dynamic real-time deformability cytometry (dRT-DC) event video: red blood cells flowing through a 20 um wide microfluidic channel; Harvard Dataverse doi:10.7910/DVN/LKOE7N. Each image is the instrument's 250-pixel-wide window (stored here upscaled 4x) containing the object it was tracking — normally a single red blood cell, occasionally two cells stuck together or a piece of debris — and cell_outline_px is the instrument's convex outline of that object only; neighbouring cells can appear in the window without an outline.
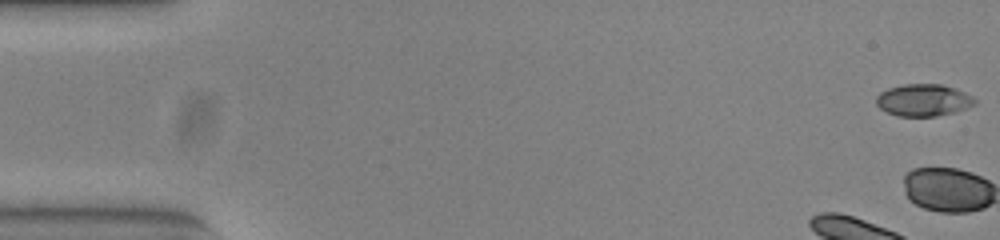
{"species": "common noctule bat (a hibernating species)", "species_latin": "Nyctalus noctula", "temperature_condition": "warm", "stored_images_in_passage": 2, "camera_frame_rate_fps": 3000, "um_per_image_px": 0.085, "animal": {"sex": "female", "body_mass_g": 23.0, "forearm_length_mm": 53.4}, "frame": {"image": 1, "passage_image": 1, "time_ms": 0.0, "image_size_px": [1000, 240], "cell_outline_px": [[976, 104], [956, 112], [936, 116], [900, 116], [888, 112], [880, 108], [876, 104], [876, 96], [880, 92], [888, 88], [904, 84], [940, 84], [956, 88], [972, 96], [976, 100]], "centroid_in_image_um": [78.5, 8.5], "position_along_channel_um": 6.5, "area_um2": 18.44}}